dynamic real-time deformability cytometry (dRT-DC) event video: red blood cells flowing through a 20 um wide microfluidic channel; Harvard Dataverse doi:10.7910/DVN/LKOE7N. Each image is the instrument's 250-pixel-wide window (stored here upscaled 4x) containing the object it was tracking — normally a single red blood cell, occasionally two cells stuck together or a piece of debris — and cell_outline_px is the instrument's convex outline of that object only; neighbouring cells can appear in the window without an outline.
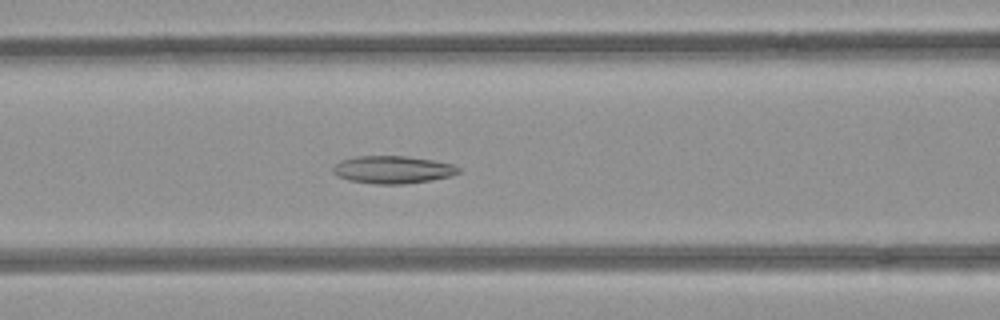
{"species": "common noctule bat (a hibernating species)", "species_latin": "Nyctalus noctula", "temperature_condition": "room temperature", "stored_images_in_passage": 41, "camera_frame_rate_fps": 3000, "um_per_image_px": 0.085, "animal": {"sex": "female", "body_mass_g": 21.9}, "frame": {"image": 1, "passage_image": 11, "time_ms": 3.333, "image_size_px": [1000, 320], "cell_outline_px": [[460, 172], [448, 176], [432, 180], [404, 184], [376, 184], [348, 180], [336, 176], [332, 172], [332, 168], [340, 160], [356, 156], [404, 156], [432, 160], [452, 164], [460, 168]], "centroid_in_image_um": [33.33, 14.42], "position_along_channel_um": 133.3, "area_um2": 20.17}}
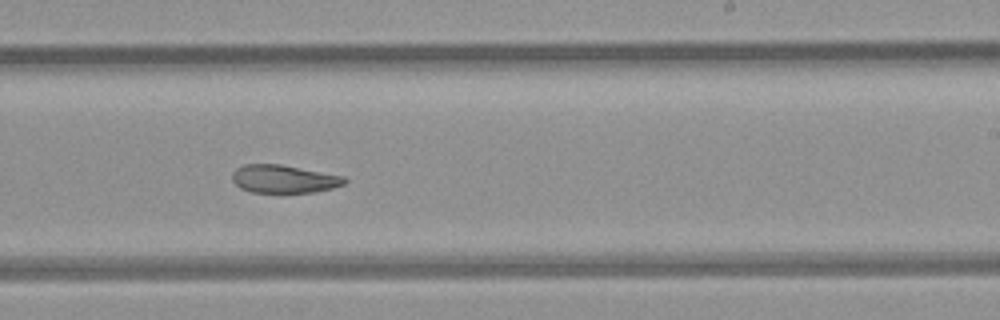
{"frame": {"image": 2, "passage_image": 21, "time_ms": 6.667, "image_size_px": [1000, 320], "cell_outline_px": [[348, 180], [344, 184], [332, 188], [316, 192], [252, 192], [240, 188], [232, 180], [232, 172], [236, 168], [244, 164], [280, 164], [344, 176]], "centroid_in_image_um": [24.12, 15.2], "position_along_channel_um": 264.9, "area_um2": 18.32}}
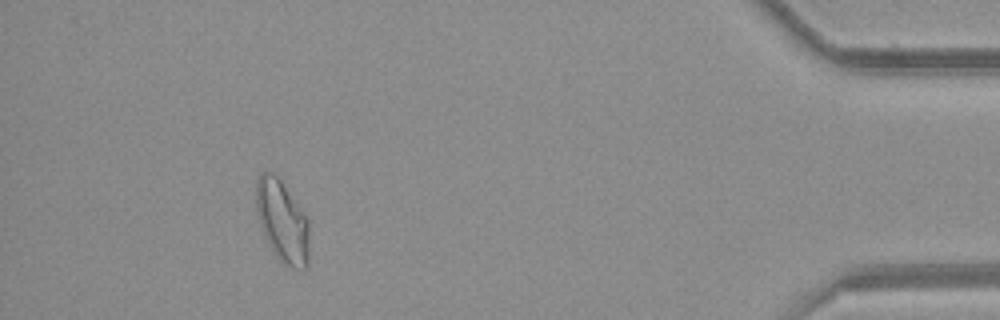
{"frame": {"image": 3, "passage_image": 37, "time_ms": 12.0, "image_size_px": [1000, 320], "cell_outline_px": [[308, 264], [304, 268], [292, 268], [284, 264], [276, 256], [264, 236], [260, 224], [256, 208], [256, 180], [260, 172], [272, 172], [280, 180], [308, 220]], "centroid_in_image_um": [23.97, 18.81], "position_along_channel_um": 411.2, "area_um2": 24.91}, "authors_computed_cell_mechanics": {"area_um2": 20.9236, "velocity_mm_per_s": 3.9582, "shape_relaxation_time_tau1_ms": null, "shape_relaxation_time_tau2_ms": 4.3702, "deformation_change_tau1": null, "deformation_change_tau2": 0.1072}}